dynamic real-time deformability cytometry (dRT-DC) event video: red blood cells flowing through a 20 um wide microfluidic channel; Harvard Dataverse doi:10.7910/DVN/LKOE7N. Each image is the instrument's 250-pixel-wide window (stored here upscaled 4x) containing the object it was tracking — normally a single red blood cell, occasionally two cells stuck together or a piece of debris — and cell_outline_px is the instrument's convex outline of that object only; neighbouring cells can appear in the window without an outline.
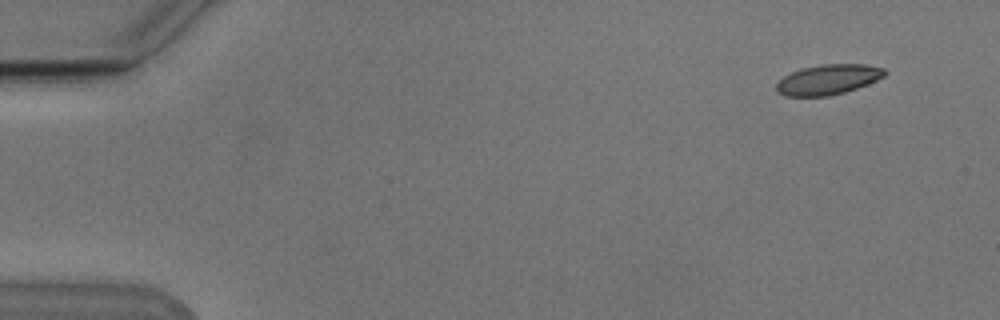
{"species": "Egyptian fruit bat (a non-hibernating species)", "species_latin": "Rousettus aegyptiacus", "temperature_condition": "cold", "stored_images_in_passage": 7, "camera_frame_rate_fps": 3000, "um_per_image_px": 0.085, "animal": {"sex": "male"}, "frame": {"image": 1, "passage_image": 1, "time_ms": 0.0, "image_size_px": [1000, 320], "cell_outline_px": [[888, 72], [884, 76], [868, 84], [844, 92], [828, 96], [784, 96], [776, 92], [776, 84], [784, 76], [800, 68], [820, 64], [864, 64], [884, 68]], "centroid_in_image_um": [70.38, 6.75], "position_along_channel_um": 14.6, "area_um2": 19.07}}
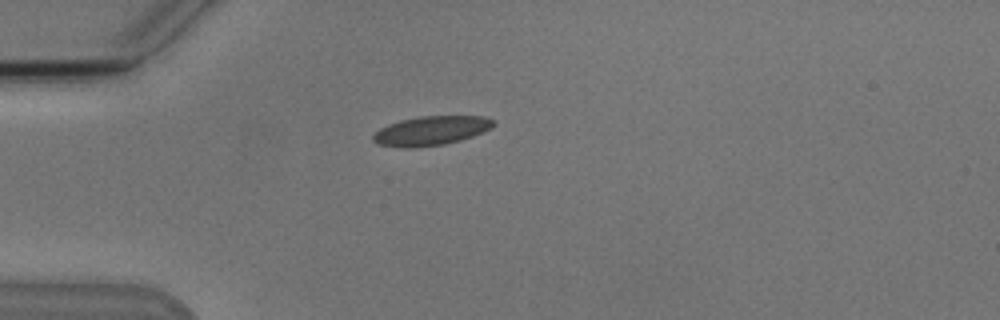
{"frame": {"image": 2, "passage_image": 4, "time_ms": 3.667, "image_size_px": [1000, 320], "cell_outline_px": [[496, 124], [492, 128], [484, 132], [460, 140], [444, 144], [412, 148], [400, 148], [380, 144], [372, 140], [372, 136], [380, 128], [388, 124], [400, 120], [420, 116], [484, 116], [492, 120]], "centroid_in_image_um": [36.64, 11.11], "position_along_channel_um": 48.4, "area_um2": 20.52}}
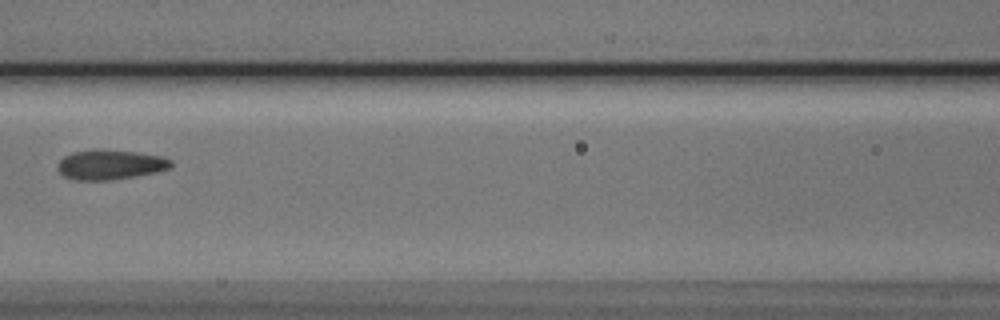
{"frame": {"image": 3, "passage_image": 7, "time_ms": 7.0, "image_size_px": [1000, 320], "cell_outline_px": [[172, 164], [168, 168], [156, 172], [136, 176], [108, 180], [72, 180], [64, 176], [56, 168], [56, 164], [64, 156], [72, 152], [92, 148], [136, 152], [160, 156], [172, 160]], "centroid_in_image_um": [9.3, 13.98], "position_along_channel_um": 157.3, "area_um2": 19.83}}